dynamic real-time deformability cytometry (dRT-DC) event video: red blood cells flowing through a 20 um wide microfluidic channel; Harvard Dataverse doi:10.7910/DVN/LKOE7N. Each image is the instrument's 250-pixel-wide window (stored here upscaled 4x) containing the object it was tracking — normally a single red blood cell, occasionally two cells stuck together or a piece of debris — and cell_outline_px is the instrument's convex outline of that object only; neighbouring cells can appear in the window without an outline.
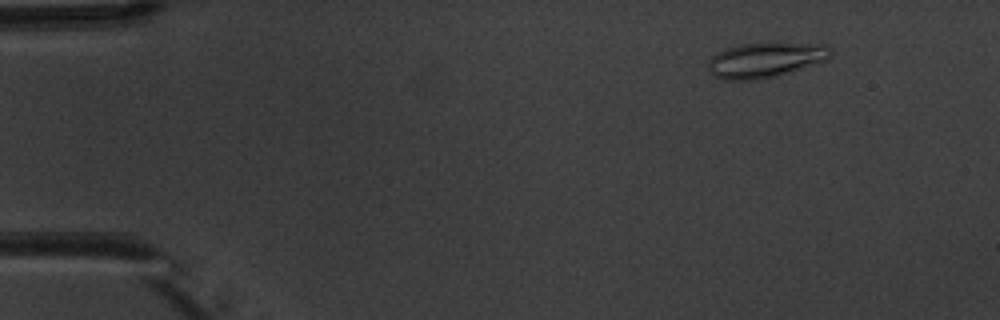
{"species": "common noctule bat (a hibernating species)", "species_latin": "Nyctalus noctula", "temperature_condition": "warm", "stored_images_in_passage": 6, "camera_frame_rate_fps": 3000, "um_per_image_px": 0.085, "animal": {"sex": "male", "body_mass_g": 20.1, "forearm_length_mm": 53.5}, "frame": {"image": 1, "passage_image": 2, "time_ms": 1.0, "image_size_px": [1000, 320], "cell_outline_px": [[832, 56], [828, 60], [776, 76], [752, 80], [724, 80], [716, 76], [708, 68], [708, 60], [716, 52], [724, 48], [740, 44], [768, 40], [776, 40], [828, 44], [832, 52]], "centroid_in_image_um": [65.12, 5.02], "position_along_channel_um": 19.9, "area_um2": 26.18}}